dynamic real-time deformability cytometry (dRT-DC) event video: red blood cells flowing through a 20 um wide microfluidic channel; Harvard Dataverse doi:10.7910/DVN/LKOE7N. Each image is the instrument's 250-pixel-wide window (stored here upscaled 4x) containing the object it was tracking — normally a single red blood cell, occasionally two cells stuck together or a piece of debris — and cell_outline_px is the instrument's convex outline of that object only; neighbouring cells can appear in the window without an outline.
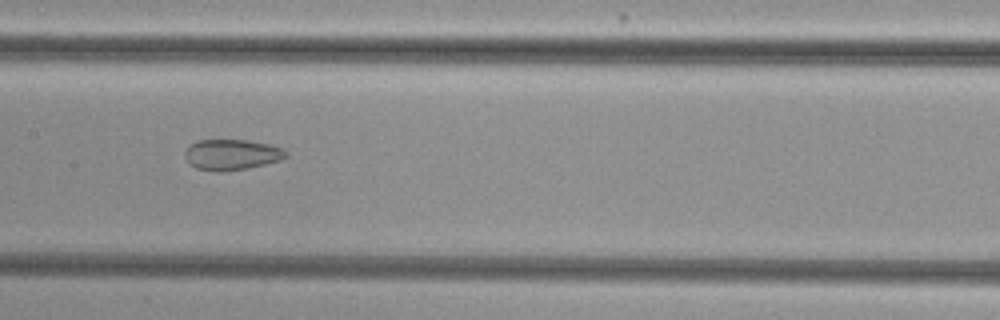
{"species": "common noctule bat (a hibernating species)", "species_latin": "Nyctalus noctula", "temperature_condition": "cold", "stored_images_in_passage": 42, "camera_frame_rate_fps": 3000, "um_per_image_px": 0.085, "animal": {"sex": "female", "body_mass_g": 29.2, "forearm_length_mm": 56.3}, "frame": {"image": 1, "passage_image": 19, "time_ms": 6.0, "image_size_px": [1000, 320], "cell_outline_px": [[288, 156], [280, 160], [248, 168], [224, 172], [216, 172], [196, 168], [188, 164], [184, 156], [184, 152], [196, 140], [248, 140], [268, 144], [284, 148], [288, 152]], "centroid_in_image_um": [19.69, 13.15], "position_along_channel_um": 187.7, "area_um2": 18.26}}
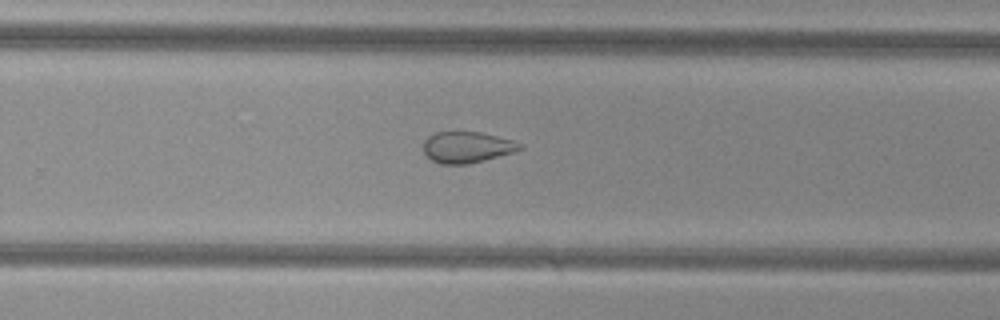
{"frame": {"image": 2, "passage_image": 27, "time_ms": 8.667, "image_size_px": [1000, 320], "cell_outline_px": [[524, 148], [512, 152], [484, 160], [468, 164], [440, 164], [432, 160], [424, 152], [424, 140], [428, 136], [436, 132], [480, 132], [512, 140], [524, 144]], "centroid_in_image_um": [39.7, 12.51], "position_along_channel_um": 290.1, "area_um2": 17.4}}
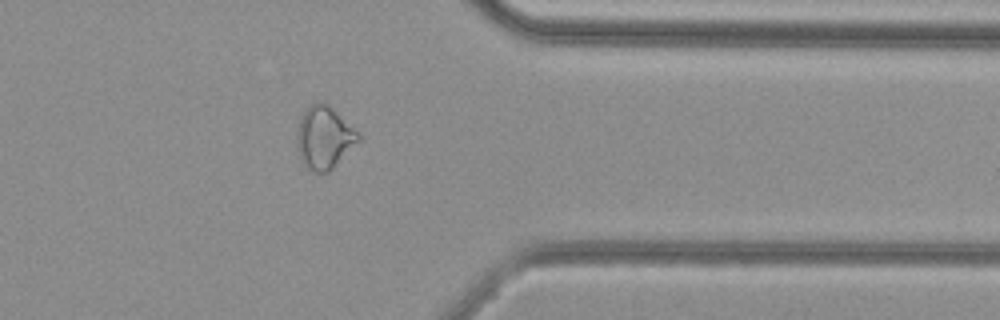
{"frame": {"image": 3, "passage_image": 35, "time_ms": 11.333, "image_size_px": [1000, 320], "cell_outline_px": [[360, 140], [328, 172], [312, 172], [304, 168], [300, 160], [296, 140], [296, 132], [300, 120], [304, 112], [316, 100], [320, 100], [328, 104], [360, 132]], "centroid_in_image_um": [27.54, 11.69], "position_along_channel_um": 383.9, "area_um2": 22.6}, "authors_computed_cell_mechanics": {"area_um2": 20.4323, "velocity_mm_per_s": 3.8473, "shape_relaxation_time_tau1_ms": null, "shape_relaxation_time_tau2_ms": 3.1862, "deformation_change_tau1": null, "deformation_change_tau2": 0.1005}}